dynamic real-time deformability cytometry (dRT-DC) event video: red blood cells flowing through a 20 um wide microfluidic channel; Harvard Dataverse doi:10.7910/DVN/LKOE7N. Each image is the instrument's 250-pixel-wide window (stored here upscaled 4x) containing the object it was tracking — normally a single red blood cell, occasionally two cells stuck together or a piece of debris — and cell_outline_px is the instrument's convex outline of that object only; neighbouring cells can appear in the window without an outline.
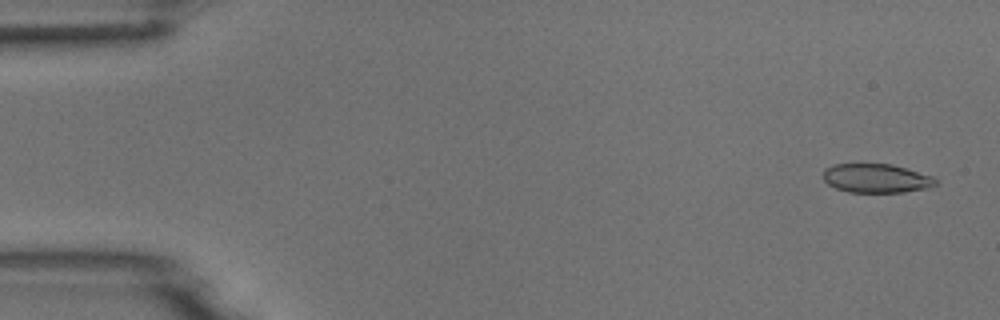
{"species": "common noctule bat (a hibernating species)", "species_latin": "Nyctalus noctula", "temperature_condition": "room temperature", "stored_images_in_passage": 52, "camera_frame_rate_fps": 3000, "um_per_image_px": 0.085, "animal": {"sex": "male", "body_mass_g": 18.8}, "frame": {"image": 1, "passage_image": 2, "time_ms": 0.333, "image_size_px": [1000, 320], "cell_outline_px": [[940, 180], [936, 184], [928, 188], [904, 192], [848, 192], [836, 188], [828, 184], [824, 180], [824, 168], [832, 164], [892, 164], [932, 176]], "centroid_in_image_um": [74.49, 15.15], "position_along_channel_um": 10.5, "area_um2": 19.02}}
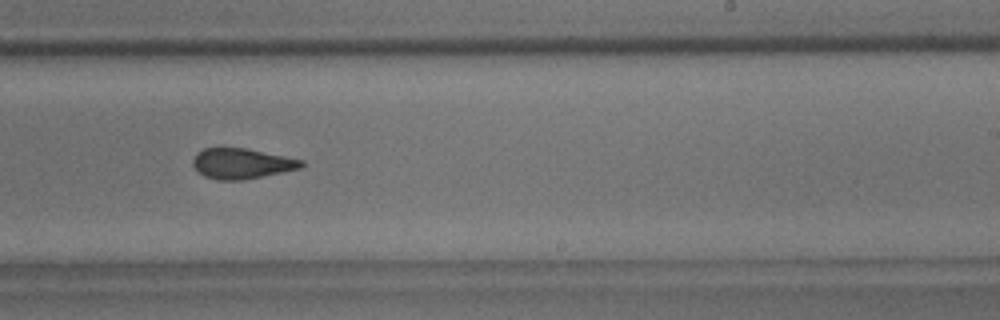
{"frame": {"image": 2, "passage_image": 32, "time_ms": 10.333, "image_size_px": [1000, 320], "cell_outline_px": [[304, 164], [300, 168], [244, 180], [220, 180], [204, 176], [196, 172], [192, 164], [192, 160], [196, 152], [204, 148], [248, 148], [304, 160]], "centroid_in_image_um": [20.51, 13.89], "position_along_channel_um": 268.5, "area_um2": 19.36}}
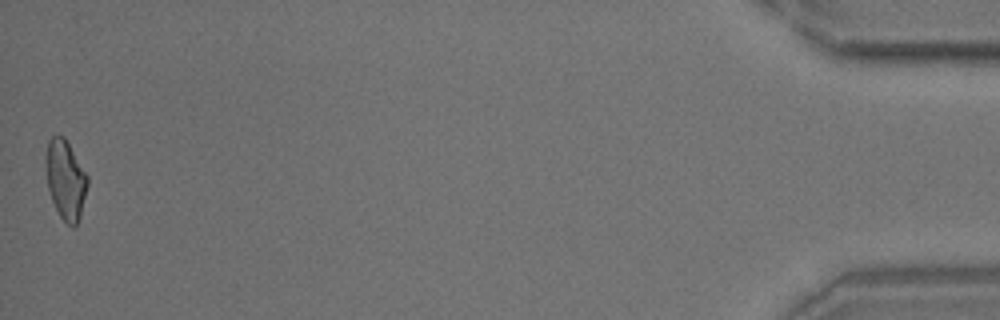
{"frame": {"image": 3, "passage_image": 52, "time_ms": 17.0, "image_size_px": [1000, 320], "cell_outline_px": [[88, 184], [80, 216], [76, 224], [72, 228], [60, 216], [52, 200], [48, 188], [44, 160], [44, 156], [48, 140], [52, 136], [64, 136], [88, 176]], "centroid_in_image_um": [5.55, 15.24], "position_along_channel_um": 429.7, "area_um2": 19.25}}